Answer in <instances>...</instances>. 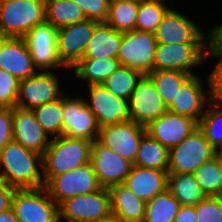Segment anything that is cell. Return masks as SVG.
I'll use <instances>...</instances> for the list:
<instances>
[{
    "label": "cell",
    "instance_id": "27",
    "mask_svg": "<svg viewBox=\"0 0 222 222\" xmlns=\"http://www.w3.org/2000/svg\"><path fill=\"white\" fill-rule=\"evenodd\" d=\"M167 190L181 205H197L206 195L193 174L168 173Z\"/></svg>",
    "mask_w": 222,
    "mask_h": 222
},
{
    "label": "cell",
    "instance_id": "34",
    "mask_svg": "<svg viewBox=\"0 0 222 222\" xmlns=\"http://www.w3.org/2000/svg\"><path fill=\"white\" fill-rule=\"evenodd\" d=\"M36 120L51 137L63 135V96L53 102L32 109Z\"/></svg>",
    "mask_w": 222,
    "mask_h": 222
},
{
    "label": "cell",
    "instance_id": "37",
    "mask_svg": "<svg viewBox=\"0 0 222 222\" xmlns=\"http://www.w3.org/2000/svg\"><path fill=\"white\" fill-rule=\"evenodd\" d=\"M193 175L206 196H222V177L215 158L203 164Z\"/></svg>",
    "mask_w": 222,
    "mask_h": 222
},
{
    "label": "cell",
    "instance_id": "20",
    "mask_svg": "<svg viewBox=\"0 0 222 222\" xmlns=\"http://www.w3.org/2000/svg\"><path fill=\"white\" fill-rule=\"evenodd\" d=\"M198 122L187 116L174 114L169 111L150 122L146 133L167 149L177 146L194 129Z\"/></svg>",
    "mask_w": 222,
    "mask_h": 222
},
{
    "label": "cell",
    "instance_id": "35",
    "mask_svg": "<svg viewBox=\"0 0 222 222\" xmlns=\"http://www.w3.org/2000/svg\"><path fill=\"white\" fill-rule=\"evenodd\" d=\"M165 1L143 0L138 2L135 30L154 34L163 16L171 8L164 4Z\"/></svg>",
    "mask_w": 222,
    "mask_h": 222
},
{
    "label": "cell",
    "instance_id": "49",
    "mask_svg": "<svg viewBox=\"0 0 222 222\" xmlns=\"http://www.w3.org/2000/svg\"><path fill=\"white\" fill-rule=\"evenodd\" d=\"M119 1L140 2V1H143V0H109V2H119Z\"/></svg>",
    "mask_w": 222,
    "mask_h": 222
},
{
    "label": "cell",
    "instance_id": "40",
    "mask_svg": "<svg viewBox=\"0 0 222 222\" xmlns=\"http://www.w3.org/2000/svg\"><path fill=\"white\" fill-rule=\"evenodd\" d=\"M89 20L105 23L108 16L109 0H73Z\"/></svg>",
    "mask_w": 222,
    "mask_h": 222
},
{
    "label": "cell",
    "instance_id": "15",
    "mask_svg": "<svg viewBox=\"0 0 222 222\" xmlns=\"http://www.w3.org/2000/svg\"><path fill=\"white\" fill-rule=\"evenodd\" d=\"M145 127L132 120L100 128L98 141L121 157L134 162Z\"/></svg>",
    "mask_w": 222,
    "mask_h": 222
},
{
    "label": "cell",
    "instance_id": "26",
    "mask_svg": "<svg viewBox=\"0 0 222 222\" xmlns=\"http://www.w3.org/2000/svg\"><path fill=\"white\" fill-rule=\"evenodd\" d=\"M118 58H82L74 67L76 78L83 79L88 85L102 84L119 66Z\"/></svg>",
    "mask_w": 222,
    "mask_h": 222
},
{
    "label": "cell",
    "instance_id": "2",
    "mask_svg": "<svg viewBox=\"0 0 222 222\" xmlns=\"http://www.w3.org/2000/svg\"><path fill=\"white\" fill-rule=\"evenodd\" d=\"M91 145L92 141L83 138L52 137L43 156L45 184L54 176L90 163Z\"/></svg>",
    "mask_w": 222,
    "mask_h": 222
},
{
    "label": "cell",
    "instance_id": "29",
    "mask_svg": "<svg viewBox=\"0 0 222 222\" xmlns=\"http://www.w3.org/2000/svg\"><path fill=\"white\" fill-rule=\"evenodd\" d=\"M168 163L169 149L146 133L140 141L133 165L143 168L168 170Z\"/></svg>",
    "mask_w": 222,
    "mask_h": 222
},
{
    "label": "cell",
    "instance_id": "22",
    "mask_svg": "<svg viewBox=\"0 0 222 222\" xmlns=\"http://www.w3.org/2000/svg\"><path fill=\"white\" fill-rule=\"evenodd\" d=\"M12 117L13 141L44 156L51 139L36 120L33 111L14 107Z\"/></svg>",
    "mask_w": 222,
    "mask_h": 222
},
{
    "label": "cell",
    "instance_id": "24",
    "mask_svg": "<svg viewBox=\"0 0 222 222\" xmlns=\"http://www.w3.org/2000/svg\"><path fill=\"white\" fill-rule=\"evenodd\" d=\"M111 211L121 222H144L146 202L123 183L108 188Z\"/></svg>",
    "mask_w": 222,
    "mask_h": 222
},
{
    "label": "cell",
    "instance_id": "21",
    "mask_svg": "<svg viewBox=\"0 0 222 222\" xmlns=\"http://www.w3.org/2000/svg\"><path fill=\"white\" fill-rule=\"evenodd\" d=\"M0 69L19 80L38 72L24 37H0Z\"/></svg>",
    "mask_w": 222,
    "mask_h": 222
},
{
    "label": "cell",
    "instance_id": "11",
    "mask_svg": "<svg viewBox=\"0 0 222 222\" xmlns=\"http://www.w3.org/2000/svg\"><path fill=\"white\" fill-rule=\"evenodd\" d=\"M128 108L130 120L143 127L168 111L149 75H143L138 81Z\"/></svg>",
    "mask_w": 222,
    "mask_h": 222
},
{
    "label": "cell",
    "instance_id": "16",
    "mask_svg": "<svg viewBox=\"0 0 222 222\" xmlns=\"http://www.w3.org/2000/svg\"><path fill=\"white\" fill-rule=\"evenodd\" d=\"M24 39L31 53L34 66L39 71L63 66L57 53V29L50 23L35 26Z\"/></svg>",
    "mask_w": 222,
    "mask_h": 222
},
{
    "label": "cell",
    "instance_id": "47",
    "mask_svg": "<svg viewBox=\"0 0 222 222\" xmlns=\"http://www.w3.org/2000/svg\"><path fill=\"white\" fill-rule=\"evenodd\" d=\"M91 222H121V220L113 212H111L106 216L100 217Z\"/></svg>",
    "mask_w": 222,
    "mask_h": 222
},
{
    "label": "cell",
    "instance_id": "1",
    "mask_svg": "<svg viewBox=\"0 0 222 222\" xmlns=\"http://www.w3.org/2000/svg\"><path fill=\"white\" fill-rule=\"evenodd\" d=\"M0 181L16 189L44 187L43 156L13 140L8 142L0 151Z\"/></svg>",
    "mask_w": 222,
    "mask_h": 222
},
{
    "label": "cell",
    "instance_id": "17",
    "mask_svg": "<svg viewBox=\"0 0 222 222\" xmlns=\"http://www.w3.org/2000/svg\"><path fill=\"white\" fill-rule=\"evenodd\" d=\"M89 102L86 104L95 115L100 128L130 119L128 101L114 95L102 84L88 85Z\"/></svg>",
    "mask_w": 222,
    "mask_h": 222
},
{
    "label": "cell",
    "instance_id": "4",
    "mask_svg": "<svg viewBox=\"0 0 222 222\" xmlns=\"http://www.w3.org/2000/svg\"><path fill=\"white\" fill-rule=\"evenodd\" d=\"M215 149L197 127L177 146L169 149L168 173L193 174L215 156Z\"/></svg>",
    "mask_w": 222,
    "mask_h": 222
},
{
    "label": "cell",
    "instance_id": "38",
    "mask_svg": "<svg viewBox=\"0 0 222 222\" xmlns=\"http://www.w3.org/2000/svg\"><path fill=\"white\" fill-rule=\"evenodd\" d=\"M195 209L198 222H222V196H206Z\"/></svg>",
    "mask_w": 222,
    "mask_h": 222
},
{
    "label": "cell",
    "instance_id": "28",
    "mask_svg": "<svg viewBox=\"0 0 222 222\" xmlns=\"http://www.w3.org/2000/svg\"><path fill=\"white\" fill-rule=\"evenodd\" d=\"M45 12L46 22L56 29L87 19L73 0H45Z\"/></svg>",
    "mask_w": 222,
    "mask_h": 222
},
{
    "label": "cell",
    "instance_id": "3",
    "mask_svg": "<svg viewBox=\"0 0 222 222\" xmlns=\"http://www.w3.org/2000/svg\"><path fill=\"white\" fill-rule=\"evenodd\" d=\"M44 22L45 0H0V37H24Z\"/></svg>",
    "mask_w": 222,
    "mask_h": 222
},
{
    "label": "cell",
    "instance_id": "7",
    "mask_svg": "<svg viewBox=\"0 0 222 222\" xmlns=\"http://www.w3.org/2000/svg\"><path fill=\"white\" fill-rule=\"evenodd\" d=\"M44 187L58 206L68 198L92 193L101 188L91 162L52 177Z\"/></svg>",
    "mask_w": 222,
    "mask_h": 222
},
{
    "label": "cell",
    "instance_id": "19",
    "mask_svg": "<svg viewBox=\"0 0 222 222\" xmlns=\"http://www.w3.org/2000/svg\"><path fill=\"white\" fill-rule=\"evenodd\" d=\"M199 26L184 14L169 9L163 16L154 35L158 43H205L206 39Z\"/></svg>",
    "mask_w": 222,
    "mask_h": 222
},
{
    "label": "cell",
    "instance_id": "36",
    "mask_svg": "<svg viewBox=\"0 0 222 222\" xmlns=\"http://www.w3.org/2000/svg\"><path fill=\"white\" fill-rule=\"evenodd\" d=\"M206 106L198 127L215 150L222 149V105L211 100Z\"/></svg>",
    "mask_w": 222,
    "mask_h": 222
},
{
    "label": "cell",
    "instance_id": "6",
    "mask_svg": "<svg viewBox=\"0 0 222 222\" xmlns=\"http://www.w3.org/2000/svg\"><path fill=\"white\" fill-rule=\"evenodd\" d=\"M157 44L153 33L138 30L123 33L117 58L121 65L148 75L154 70Z\"/></svg>",
    "mask_w": 222,
    "mask_h": 222
},
{
    "label": "cell",
    "instance_id": "14",
    "mask_svg": "<svg viewBox=\"0 0 222 222\" xmlns=\"http://www.w3.org/2000/svg\"><path fill=\"white\" fill-rule=\"evenodd\" d=\"M90 162L103 188L123 183L133 166L129 159L121 157L98 140L92 142Z\"/></svg>",
    "mask_w": 222,
    "mask_h": 222
},
{
    "label": "cell",
    "instance_id": "12",
    "mask_svg": "<svg viewBox=\"0 0 222 222\" xmlns=\"http://www.w3.org/2000/svg\"><path fill=\"white\" fill-rule=\"evenodd\" d=\"M99 22L86 19L57 29V53L65 68H73L83 57Z\"/></svg>",
    "mask_w": 222,
    "mask_h": 222
},
{
    "label": "cell",
    "instance_id": "32",
    "mask_svg": "<svg viewBox=\"0 0 222 222\" xmlns=\"http://www.w3.org/2000/svg\"><path fill=\"white\" fill-rule=\"evenodd\" d=\"M142 76L139 71L120 65L102 85L114 95L129 101Z\"/></svg>",
    "mask_w": 222,
    "mask_h": 222
},
{
    "label": "cell",
    "instance_id": "41",
    "mask_svg": "<svg viewBox=\"0 0 222 222\" xmlns=\"http://www.w3.org/2000/svg\"><path fill=\"white\" fill-rule=\"evenodd\" d=\"M206 58L211 56L212 58H218L216 64L222 63V24L216 25L209 30L208 34H205ZM208 54V55H207Z\"/></svg>",
    "mask_w": 222,
    "mask_h": 222
},
{
    "label": "cell",
    "instance_id": "44",
    "mask_svg": "<svg viewBox=\"0 0 222 222\" xmlns=\"http://www.w3.org/2000/svg\"><path fill=\"white\" fill-rule=\"evenodd\" d=\"M16 188L0 181V213L11 208Z\"/></svg>",
    "mask_w": 222,
    "mask_h": 222
},
{
    "label": "cell",
    "instance_id": "50",
    "mask_svg": "<svg viewBox=\"0 0 222 222\" xmlns=\"http://www.w3.org/2000/svg\"><path fill=\"white\" fill-rule=\"evenodd\" d=\"M65 221L66 222H73V221H67V220H65ZM65 221H62V219L59 217L57 222H65Z\"/></svg>",
    "mask_w": 222,
    "mask_h": 222
},
{
    "label": "cell",
    "instance_id": "43",
    "mask_svg": "<svg viewBox=\"0 0 222 222\" xmlns=\"http://www.w3.org/2000/svg\"><path fill=\"white\" fill-rule=\"evenodd\" d=\"M210 78L212 100L222 105V63L214 65Z\"/></svg>",
    "mask_w": 222,
    "mask_h": 222
},
{
    "label": "cell",
    "instance_id": "8",
    "mask_svg": "<svg viewBox=\"0 0 222 222\" xmlns=\"http://www.w3.org/2000/svg\"><path fill=\"white\" fill-rule=\"evenodd\" d=\"M206 59L205 43H158L154 70H178L191 75L192 68Z\"/></svg>",
    "mask_w": 222,
    "mask_h": 222
},
{
    "label": "cell",
    "instance_id": "45",
    "mask_svg": "<svg viewBox=\"0 0 222 222\" xmlns=\"http://www.w3.org/2000/svg\"><path fill=\"white\" fill-rule=\"evenodd\" d=\"M174 222H198L195 206L181 205Z\"/></svg>",
    "mask_w": 222,
    "mask_h": 222
},
{
    "label": "cell",
    "instance_id": "10",
    "mask_svg": "<svg viewBox=\"0 0 222 222\" xmlns=\"http://www.w3.org/2000/svg\"><path fill=\"white\" fill-rule=\"evenodd\" d=\"M111 212L110 194L103 187L68 198L59 205V217L73 222H91Z\"/></svg>",
    "mask_w": 222,
    "mask_h": 222
},
{
    "label": "cell",
    "instance_id": "48",
    "mask_svg": "<svg viewBox=\"0 0 222 222\" xmlns=\"http://www.w3.org/2000/svg\"><path fill=\"white\" fill-rule=\"evenodd\" d=\"M214 158L216 159L219 168H220V172H221V177H222V149H217L215 151V156Z\"/></svg>",
    "mask_w": 222,
    "mask_h": 222
},
{
    "label": "cell",
    "instance_id": "31",
    "mask_svg": "<svg viewBox=\"0 0 222 222\" xmlns=\"http://www.w3.org/2000/svg\"><path fill=\"white\" fill-rule=\"evenodd\" d=\"M181 204L168 191L146 202L144 222H174Z\"/></svg>",
    "mask_w": 222,
    "mask_h": 222
},
{
    "label": "cell",
    "instance_id": "9",
    "mask_svg": "<svg viewBox=\"0 0 222 222\" xmlns=\"http://www.w3.org/2000/svg\"><path fill=\"white\" fill-rule=\"evenodd\" d=\"M59 78L53 71H38L35 75L19 80L16 107L32 110L37 106L60 99Z\"/></svg>",
    "mask_w": 222,
    "mask_h": 222
},
{
    "label": "cell",
    "instance_id": "30",
    "mask_svg": "<svg viewBox=\"0 0 222 222\" xmlns=\"http://www.w3.org/2000/svg\"><path fill=\"white\" fill-rule=\"evenodd\" d=\"M167 108L176 98L181 86L192 76L178 70H153L148 74Z\"/></svg>",
    "mask_w": 222,
    "mask_h": 222
},
{
    "label": "cell",
    "instance_id": "13",
    "mask_svg": "<svg viewBox=\"0 0 222 222\" xmlns=\"http://www.w3.org/2000/svg\"><path fill=\"white\" fill-rule=\"evenodd\" d=\"M100 126L84 98L63 95V136L95 141Z\"/></svg>",
    "mask_w": 222,
    "mask_h": 222
},
{
    "label": "cell",
    "instance_id": "25",
    "mask_svg": "<svg viewBox=\"0 0 222 222\" xmlns=\"http://www.w3.org/2000/svg\"><path fill=\"white\" fill-rule=\"evenodd\" d=\"M122 37V32H118L106 23H99L87 43L83 58H117Z\"/></svg>",
    "mask_w": 222,
    "mask_h": 222
},
{
    "label": "cell",
    "instance_id": "23",
    "mask_svg": "<svg viewBox=\"0 0 222 222\" xmlns=\"http://www.w3.org/2000/svg\"><path fill=\"white\" fill-rule=\"evenodd\" d=\"M123 184L140 199L148 202L167 190L168 171L133 165Z\"/></svg>",
    "mask_w": 222,
    "mask_h": 222
},
{
    "label": "cell",
    "instance_id": "18",
    "mask_svg": "<svg viewBox=\"0 0 222 222\" xmlns=\"http://www.w3.org/2000/svg\"><path fill=\"white\" fill-rule=\"evenodd\" d=\"M206 80L208 82L206 83L207 86L209 85L208 95L205 93V85L203 86L200 76L192 75L181 86L176 98L173 99V102L168 107V111L187 116L199 122L204 114L203 109L206 107L205 105L212 100L210 74Z\"/></svg>",
    "mask_w": 222,
    "mask_h": 222
},
{
    "label": "cell",
    "instance_id": "5",
    "mask_svg": "<svg viewBox=\"0 0 222 222\" xmlns=\"http://www.w3.org/2000/svg\"><path fill=\"white\" fill-rule=\"evenodd\" d=\"M11 208L18 222H57L59 218V206L45 187L16 189Z\"/></svg>",
    "mask_w": 222,
    "mask_h": 222
},
{
    "label": "cell",
    "instance_id": "42",
    "mask_svg": "<svg viewBox=\"0 0 222 222\" xmlns=\"http://www.w3.org/2000/svg\"><path fill=\"white\" fill-rule=\"evenodd\" d=\"M12 124V108L0 107V151L8 142L13 140Z\"/></svg>",
    "mask_w": 222,
    "mask_h": 222
},
{
    "label": "cell",
    "instance_id": "46",
    "mask_svg": "<svg viewBox=\"0 0 222 222\" xmlns=\"http://www.w3.org/2000/svg\"><path fill=\"white\" fill-rule=\"evenodd\" d=\"M0 222H18L12 208L0 213Z\"/></svg>",
    "mask_w": 222,
    "mask_h": 222
},
{
    "label": "cell",
    "instance_id": "39",
    "mask_svg": "<svg viewBox=\"0 0 222 222\" xmlns=\"http://www.w3.org/2000/svg\"><path fill=\"white\" fill-rule=\"evenodd\" d=\"M19 79L7 71L0 69V107H16Z\"/></svg>",
    "mask_w": 222,
    "mask_h": 222
},
{
    "label": "cell",
    "instance_id": "33",
    "mask_svg": "<svg viewBox=\"0 0 222 222\" xmlns=\"http://www.w3.org/2000/svg\"><path fill=\"white\" fill-rule=\"evenodd\" d=\"M138 2H109L108 16L105 23L118 32L127 33L135 30Z\"/></svg>",
    "mask_w": 222,
    "mask_h": 222
}]
</instances>
